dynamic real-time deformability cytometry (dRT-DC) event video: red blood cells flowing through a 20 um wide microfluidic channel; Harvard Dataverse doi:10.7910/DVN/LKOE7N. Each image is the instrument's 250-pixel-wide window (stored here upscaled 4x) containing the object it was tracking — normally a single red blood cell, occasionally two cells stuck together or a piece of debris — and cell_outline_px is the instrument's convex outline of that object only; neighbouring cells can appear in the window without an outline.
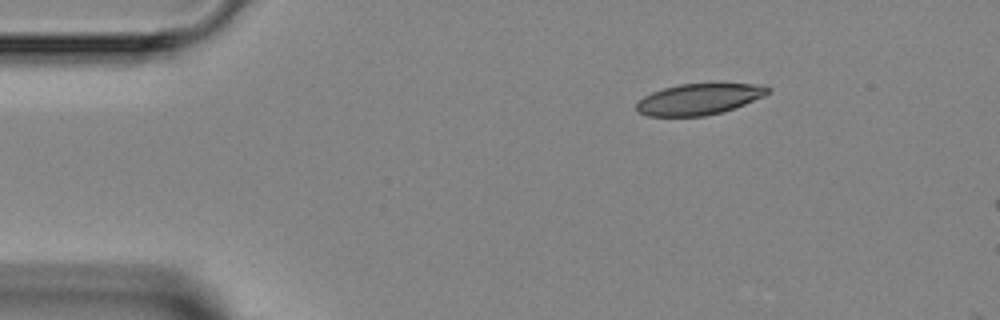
{"species": "Egyptian fruit bat (a non-hibernating species)", "species_latin": "Rousettus aegyptiacus", "temperature_condition": "room temperature", "stored_images_in_passage": 3, "camera_frame_rate_fps": 3000, "um_per_image_px": 0.085, "animal": {"sex": "female"}, "frame": {"image": 1, "passage_image": 1, "time_ms": 0.0, "image_size_px": [1000, 320], "cell_outline_px": [[772, 88], [764, 96], [744, 104], [720, 112], [704, 116], [648, 116], [636, 112], [636, 104], [644, 96], [652, 92], [664, 88], [680, 84], [720, 80], [764, 84]], "centroid_in_image_um": [59.49, 8.36], "position_along_channel_um": 25.5, "area_um2": 24.8}}